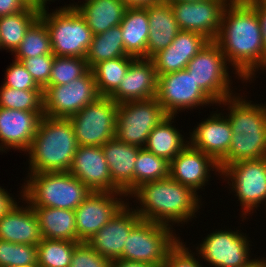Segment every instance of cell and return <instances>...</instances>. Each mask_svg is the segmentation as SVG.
<instances>
[{
    "instance_id": "obj_16",
    "label": "cell",
    "mask_w": 266,
    "mask_h": 267,
    "mask_svg": "<svg viewBox=\"0 0 266 267\" xmlns=\"http://www.w3.org/2000/svg\"><path fill=\"white\" fill-rule=\"evenodd\" d=\"M122 198H120L119 196ZM124 193L92 192L75 211L77 242H87L127 203ZM119 197V198H118ZM123 200V201H122Z\"/></svg>"
},
{
    "instance_id": "obj_12",
    "label": "cell",
    "mask_w": 266,
    "mask_h": 267,
    "mask_svg": "<svg viewBox=\"0 0 266 267\" xmlns=\"http://www.w3.org/2000/svg\"><path fill=\"white\" fill-rule=\"evenodd\" d=\"M220 176L221 179L225 177L224 180L230 183L229 188L238 196L243 218L246 219L251 211L253 213L261 202L266 205V157L231 163L221 171Z\"/></svg>"
},
{
    "instance_id": "obj_48",
    "label": "cell",
    "mask_w": 266,
    "mask_h": 267,
    "mask_svg": "<svg viewBox=\"0 0 266 267\" xmlns=\"http://www.w3.org/2000/svg\"><path fill=\"white\" fill-rule=\"evenodd\" d=\"M128 7H144L147 5L159 3L163 0H123Z\"/></svg>"
},
{
    "instance_id": "obj_21",
    "label": "cell",
    "mask_w": 266,
    "mask_h": 267,
    "mask_svg": "<svg viewBox=\"0 0 266 267\" xmlns=\"http://www.w3.org/2000/svg\"><path fill=\"white\" fill-rule=\"evenodd\" d=\"M158 75L151 59L136 58L118 88L109 96L117 104L156 98Z\"/></svg>"
},
{
    "instance_id": "obj_34",
    "label": "cell",
    "mask_w": 266,
    "mask_h": 267,
    "mask_svg": "<svg viewBox=\"0 0 266 267\" xmlns=\"http://www.w3.org/2000/svg\"><path fill=\"white\" fill-rule=\"evenodd\" d=\"M13 53L15 59L53 54L47 26L40 17L30 26L21 44Z\"/></svg>"
},
{
    "instance_id": "obj_27",
    "label": "cell",
    "mask_w": 266,
    "mask_h": 267,
    "mask_svg": "<svg viewBox=\"0 0 266 267\" xmlns=\"http://www.w3.org/2000/svg\"><path fill=\"white\" fill-rule=\"evenodd\" d=\"M82 4L74 6L84 17L93 35L107 31L109 28L119 26L126 8L123 0H84Z\"/></svg>"
},
{
    "instance_id": "obj_26",
    "label": "cell",
    "mask_w": 266,
    "mask_h": 267,
    "mask_svg": "<svg viewBox=\"0 0 266 267\" xmlns=\"http://www.w3.org/2000/svg\"><path fill=\"white\" fill-rule=\"evenodd\" d=\"M149 19V36L147 40L146 59L167 48L180 32L170 3L161 1L147 5Z\"/></svg>"
},
{
    "instance_id": "obj_50",
    "label": "cell",
    "mask_w": 266,
    "mask_h": 267,
    "mask_svg": "<svg viewBox=\"0 0 266 267\" xmlns=\"http://www.w3.org/2000/svg\"><path fill=\"white\" fill-rule=\"evenodd\" d=\"M243 267H260V259H253L250 263H248L247 265L243 266Z\"/></svg>"
},
{
    "instance_id": "obj_2",
    "label": "cell",
    "mask_w": 266,
    "mask_h": 267,
    "mask_svg": "<svg viewBox=\"0 0 266 267\" xmlns=\"http://www.w3.org/2000/svg\"><path fill=\"white\" fill-rule=\"evenodd\" d=\"M128 196L138 200L134 210L142 220L169 227L192 220L202 205L197 193L170 177L143 183Z\"/></svg>"
},
{
    "instance_id": "obj_18",
    "label": "cell",
    "mask_w": 266,
    "mask_h": 267,
    "mask_svg": "<svg viewBox=\"0 0 266 267\" xmlns=\"http://www.w3.org/2000/svg\"><path fill=\"white\" fill-rule=\"evenodd\" d=\"M126 203L87 243L111 261L120 259L127 236L142 220L136 211Z\"/></svg>"
},
{
    "instance_id": "obj_3",
    "label": "cell",
    "mask_w": 266,
    "mask_h": 267,
    "mask_svg": "<svg viewBox=\"0 0 266 267\" xmlns=\"http://www.w3.org/2000/svg\"><path fill=\"white\" fill-rule=\"evenodd\" d=\"M237 93L218 103L228 105L226 114L232 129L231 146L218 162L222 171L227 165L266 157V104H253Z\"/></svg>"
},
{
    "instance_id": "obj_53",
    "label": "cell",
    "mask_w": 266,
    "mask_h": 267,
    "mask_svg": "<svg viewBox=\"0 0 266 267\" xmlns=\"http://www.w3.org/2000/svg\"><path fill=\"white\" fill-rule=\"evenodd\" d=\"M260 267H266V259L265 258H263V259L260 258Z\"/></svg>"
},
{
    "instance_id": "obj_44",
    "label": "cell",
    "mask_w": 266,
    "mask_h": 267,
    "mask_svg": "<svg viewBox=\"0 0 266 267\" xmlns=\"http://www.w3.org/2000/svg\"><path fill=\"white\" fill-rule=\"evenodd\" d=\"M257 12L265 50V70H266V0H246Z\"/></svg>"
},
{
    "instance_id": "obj_29",
    "label": "cell",
    "mask_w": 266,
    "mask_h": 267,
    "mask_svg": "<svg viewBox=\"0 0 266 267\" xmlns=\"http://www.w3.org/2000/svg\"><path fill=\"white\" fill-rule=\"evenodd\" d=\"M44 239L77 242L75 211L51 207H32Z\"/></svg>"
},
{
    "instance_id": "obj_4",
    "label": "cell",
    "mask_w": 266,
    "mask_h": 267,
    "mask_svg": "<svg viewBox=\"0 0 266 267\" xmlns=\"http://www.w3.org/2000/svg\"><path fill=\"white\" fill-rule=\"evenodd\" d=\"M78 148L69 118L43 116L29 149V173L69 171Z\"/></svg>"
},
{
    "instance_id": "obj_38",
    "label": "cell",
    "mask_w": 266,
    "mask_h": 267,
    "mask_svg": "<svg viewBox=\"0 0 266 267\" xmlns=\"http://www.w3.org/2000/svg\"><path fill=\"white\" fill-rule=\"evenodd\" d=\"M89 69L85 58L54 56L47 86L68 84L83 76Z\"/></svg>"
},
{
    "instance_id": "obj_36",
    "label": "cell",
    "mask_w": 266,
    "mask_h": 267,
    "mask_svg": "<svg viewBox=\"0 0 266 267\" xmlns=\"http://www.w3.org/2000/svg\"><path fill=\"white\" fill-rule=\"evenodd\" d=\"M169 177V162L142 148L134 168V189L139 185Z\"/></svg>"
},
{
    "instance_id": "obj_41",
    "label": "cell",
    "mask_w": 266,
    "mask_h": 267,
    "mask_svg": "<svg viewBox=\"0 0 266 267\" xmlns=\"http://www.w3.org/2000/svg\"><path fill=\"white\" fill-rule=\"evenodd\" d=\"M111 262L87 242H79L74 248L69 267H110Z\"/></svg>"
},
{
    "instance_id": "obj_22",
    "label": "cell",
    "mask_w": 266,
    "mask_h": 267,
    "mask_svg": "<svg viewBox=\"0 0 266 267\" xmlns=\"http://www.w3.org/2000/svg\"><path fill=\"white\" fill-rule=\"evenodd\" d=\"M221 115L210 114L187 138L192 147L210 155L217 163L228 153L233 135L227 116Z\"/></svg>"
},
{
    "instance_id": "obj_46",
    "label": "cell",
    "mask_w": 266,
    "mask_h": 267,
    "mask_svg": "<svg viewBox=\"0 0 266 267\" xmlns=\"http://www.w3.org/2000/svg\"><path fill=\"white\" fill-rule=\"evenodd\" d=\"M4 188L0 186V218L5 215L17 202Z\"/></svg>"
},
{
    "instance_id": "obj_47",
    "label": "cell",
    "mask_w": 266,
    "mask_h": 267,
    "mask_svg": "<svg viewBox=\"0 0 266 267\" xmlns=\"http://www.w3.org/2000/svg\"><path fill=\"white\" fill-rule=\"evenodd\" d=\"M110 267H157V266L143 263V262H135V261L117 259L111 262Z\"/></svg>"
},
{
    "instance_id": "obj_32",
    "label": "cell",
    "mask_w": 266,
    "mask_h": 267,
    "mask_svg": "<svg viewBox=\"0 0 266 267\" xmlns=\"http://www.w3.org/2000/svg\"><path fill=\"white\" fill-rule=\"evenodd\" d=\"M123 56L130 55L125 51L119 25L109 28L105 32L93 35L85 60L88 67L92 69L99 62Z\"/></svg>"
},
{
    "instance_id": "obj_49",
    "label": "cell",
    "mask_w": 266,
    "mask_h": 267,
    "mask_svg": "<svg viewBox=\"0 0 266 267\" xmlns=\"http://www.w3.org/2000/svg\"><path fill=\"white\" fill-rule=\"evenodd\" d=\"M24 1L29 7H33L38 10H42V0H22Z\"/></svg>"
},
{
    "instance_id": "obj_31",
    "label": "cell",
    "mask_w": 266,
    "mask_h": 267,
    "mask_svg": "<svg viewBox=\"0 0 266 267\" xmlns=\"http://www.w3.org/2000/svg\"><path fill=\"white\" fill-rule=\"evenodd\" d=\"M41 11L27 7L19 13L0 17V46L13 52L21 44L27 30L40 17Z\"/></svg>"
},
{
    "instance_id": "obj_17",
    "label": "cell",
    "mask_w": 266,
    "mask_h": 267,
    "mask_svg": "<svg viewBox=\"0 0 266 267\" xmlns=\"http://www.w3.org/2000/svg\"><path fill=\"white\" fill-rule=\"evenodd\" d=\"M69 172L92 192L123 193L112 182L102 147L78 146Z\"/></svg>"
},
{
    "instance_id": "obj_5",
    "label": "cell",
    "mask_w": 266,
    "mask_h": 267,
    "mask_svg": "<svg viewBox=\"0 0 266 267\" xmlns=\"http://www.w3.org/2000/svg\"><path fill=\"white\" fill-rule=\"evenodd\" d=\"M20 196L32 207L75 210L92 191L66 172H40L27 175Z\"/></svg>"
},
{
    "instance_id": "obj_23",
    "label": "cell",
    "mask_w": 266,
    "mask_h": 267,
    "mask_svg": "<svg viewBox=\"0 0 266 267\" xmlns=\"http://www.w3.org/2000/svg\"><path fill=\"white\" fill-rule=\"evenodd\" d=\"M209 42L202 34L180 31L172 43L151 60L157 75L186 69L188 62Z\"/></svg>"
},
{
    "instance_id": "obj_1",
    "label": "cell",
    "mask_w": 266,
    "mask_h": 267,
    "mask_svg": "<svg viewBox=\"0 0 266 267\" xmlns=\"http://www.w3.org/2000/svg\"><path fill=\"white\" fill-rule=\"evenodd\" d=\"M215 42L242 81L254 80L259 68L265 70L260 21L246 0H231L226 6Z\"/></svg>"
},
{
    "instance_id": "obj_28",
    "label": "cell",
    "mask_w": 266,
    "mask_h": 267,
    "mask_svg": "<svg viewBox=\"0 0 266 267\" xmlns=\"http://www.w3.org/2000/svg\"><path fill=\"white\" fill-rule=\"evenodd\" d=\"M120 28L126 53L135 58H146L150 30L147 6L127 7Z\"/></svg>"
},
{
    "instance_id": "obj_42",
    "label": "cell",
    "mask_w": 266,
    "mask_h": 267,
    "mask_svg": "<svg viewBox=\"0 0 266 267\" xmlns=\"http://www.w3.org/2000/svg\"><path fill=\"white\" fill-rule=\"evenodd\" d=\"M3 85L22 90H42L23 64L16 60L6 69Z\"/></svg>"
},
{
    "instance_id": "obj_9",
    "label": "cell",
    "mask_w": 266,
    "mask_h": 267,
    "mask_svg": "<svg viewBox=\"0 0 266 267\" xmlns=\"http://www.w3.org/2000/svg\"><path fill=\"white\" fill-rule=\"evenodd\" d=\"M168 116L156 98L118 104L115 137L144 148L152 129Z\"/></svg>"
},
{
    "instance_id": "obj_52",
    "label": "cell",
    "mask_w": 266,
    "mask_h": 267,
    "mask_svg": "<svg viewBox=\"0 0 266 267\" xmlns=\"http://www.w3.org/2000/svg\"><path fill=\"white\" fill-rule=\"evenodd\" d=\"M47 1L50 2V1H54V0H42V10L46 8V6H47L46 4H48Z\"/></svg>"
},
{
    "instance_id": "obj_11",
    "label": "cell",
    "mask_w": 266,
    "mask_h": 267,
    "mask_svg": "<svg viewBox=\"0 0 266 267\" xmlns=\"http://www.w3.org/2000/svg\"><path fill=\"white\" fill-rule=\"evenodd\" d=\"M100 97L94 74L89 69L68 84L43 89V112L52 118H69Z\"/></svg>"
},
{
    "instance_id": "obj_35",
    "label": "cell",
    "mask_w": 266,
    "mask_h": 267,
    "mask_svg": "<svg viewBox=\"0 0 266 267\" xmlns=\"http://www.w3.org/2000/svg\"><path fill=\"white\" fill-rule=\"evenodd\" d=\"M78 243L43 238L37 245V267H69Z\"/></svg>"
},
{
    "instance_id": "obj_8",
    "label": "cell",
    "mask_w": 266,
    "mask_h": 267,
    "mask_svg": "<svg viewBox=\"0 0 266 267\" xmlns=\"http://www.w3.org/2000/svg\"><path fill=\"white\" fill-rule=\"evenodd\" d=\"M118 104L100 96L69 117L78 146H103L115 137Z\"/></svg>"
},
{
    "instance_id": "obj_10",
    "label": "cell",
    "mask_w": 266,
    "mask_h": 267,
    "mask_svg": "<svg viewBox=\"0 0 266 267\" xmlns=\"http://www.w3.org/2000/svg\"><path fill=\"white\" fill-rule=\"evenodd\" d=\"M229 64L215 41H209L188 62L186 70L197 84L216 102L234 96L231 90Z\"/></svg>"
},
{
    "instance_id": "obj_33",
    "label": "cell",
    "mask_w": 266,
    "mask_h": 267,
    "mask_svg": "<svg viewBox=\"0 0 266 267\" xmlns=\"http://www.w3.org/2000/svg\"><path fill=\"white\" fill-rule=\"evenodd\" d=\"M136 58L123 56L97 63L91 70L100 96L109 97L120 85L122 79Z\"/></svg>"
},
{
    "instance_id": "obj_20",
    "label": "cell",
    "mask_w": 266,
    "mask_h": 267,
    "mask_svg": "<svg viewBox=\"0 0 266 267\" xmlns=\"http://www.w3.org/2000/svg\"><path fill=\"white\" fill-rule=\"evenodd\" d=\"M43 116L44 113L0 107V152L12 148L26 153Z\"/></svg>"
},
{
    "instance_id": "obj_37",
    "label": "cell",
    "mask_w": 266,
    "mask_h": 267,
    "mask_svg": "<svg viewBox=\"0 0 266 267\" xmlns=\"http://www.w3.org/2000/svg\"><path fill=\"white\" fill-rule=\"evenodd\" d=\"M0 107L44 113L43 90H22L1 85Z\"/></svg>"
},
{
    "instance_id": "obj_51",
    "label": "cell",
    "mask_w": 266,
    "mask_h": 267,
    "mask_svg": "<svg viewBox=\"0 0 266 267\" xmlns=\"http://www.w3.org/2000/svg\"><path fill=\"white\" fill-rule=\"evenodd\" d=\"M166 2H202V1H206V0H164Z\"/></svg>"
},
{
    "instance_id": "obj_45",
    "label": "cell",
    "mask_w": 266,
    "mask_h": 267,
    "mask_svg": "<svg viewBox=\"0 0 266 267\" xmlns=\"http://www.w3.org/2000/svg\"><path fill=\"white\" fill-rule=\"evenodd\" d=\"M28 5L22 0H0V17L24 11Z\"/></svg>"
},
{
    "instance_id": "obj_30",
    "label": "cell",
    "mask_w": 266,
    "mask_h": 267,
    "mask_svg": "<svg viewBox=\"0 0 266 267\" xmlns=\"http://www.w3.org/2000/svg\"><path fill=\"white\" fill-rule=\"evenodd\" d=\"M174 116L169 115L150 132L144 149L170 162L181 152L189 141L172 125Z\"/></svg>"
},
{
    "instance_id": "obj_39",
    "label": "cell",
    "mask_w": 266,
    "mask_h": 267,
    "mask_svg": "<svg viewBox=\"0 0 266 267\" xmlns=\"http://www.w3.org/2000/svg\"><path fill=\"white\" fill-rule=\"evenodd\" d=\"M37 267V245L0 240V267Z\"/></svg>"
},
{
    "instance_id": "obj_13",
    "label": "cell",
    "mask_w": 266,
    "mask_h": 267,
    "mask_svg": "<svg viewBox=\"0 0 266 267\" xmlns=\"http://www.w3.org/2000/svg\"><path fill=\"white\" fill-rule=\"evenodd\" d=\"M156 99L168 115L175 117L184 109L217 104L186 69L158 75Z\"/></svg>"
},
{
    "instance_id": "obj_15",
    "label": "cell",
    "mask_w": 266,
    "mask_h": 267,
    "mask_svg": "<svg viewBox=\"0 0 266 267\" xmlns=\"http://www.w3.org/2000/svg\"><path fill=\"white\" fill-rule=\"evenodd\" d=\"M231 0L202 2H169L180 31L202 34L215 41L219 34L222 15Z\"/></svg>"
},
{
    "instance_id": "obj_6",
    "label": "cell",
    "mask_w": 266,
    "mask_h": 267,
    "mask_svg": "<svg viewBox=\"0 0 266 267\" xmlns=\"http://www.w3.org/2000/svg\"><path fill=\"white\" fill-rule=\"evenodd\" d=\"M41 10L55 56L85 58L93 39L86 20L74 6H63L52 13Z\"/></svg>"
},
{
    "instance_id": "obj_24",
    "label": "cell",
    "mask_w": 266,
    "mask_h": 267,
    "mask_svg": "<svg viewBox=\"0 0 266 267\" xmlns=\"http://www.w3.org/2000/svg\"><path fill=\"white\" fill-rule=\"evenodd\" d=\"M16 203L0 218V240L17 244L38 245L43 239L37 215L32 206Z\"/></svg>"
},
{
    "instance_id": "obj_19",
    "label": "cell",
    "mask_w": 266,
    "mask_h": 267,
    "mask_svg": "<svg viewBox=\"0 0 266 267\" xmlns=\"http://www.w3.org/2000/svg\"><path fill=\"white\" fill-rule=\"evenodd\" d=\"M211 169L221 174L218 163L210 155L188 144L169 162V177L198 194L200 188L205 189Z\"/></svg>"
},
{
    "instance_id": "obj_14",
    "label": "cell",
    "mask_w": 266,
    "mask_h": 267,
    "mask_svg": "<svg viewBox=\"0 0 266 267\" xmlns=\"http://www.w3.org/2000/svg\"><path fill=\"white\" fill-rule=\"evenodd\" d=\"M196 247L200 258L214 267H243L250 263L249 239L239 230H217Z\"/></svg>"
},
{
    "instance_id": "obj_25",
    "label": "cell",
    "mask_w": 266,
    "mask_h": 267,
    "mask_svg": "<svg viewBox=\"0 0 266 267\" xmlns=\"http://www.w3.org/2000/svg\"><path fill=\"white\" fill-rule=\"evenodd\" d=\"M102 147L112 182L128 196L134 190V168L139 146L124 143L116 137Z\"/></svg>"
},
{
    "instance_id": "obj_43",
    "label": "cell",
    "mask_w": 266,
    "mask_h": 267,
    "mask_svg": "<svg viewBox=\"0 0 266 267\" xmlns=\"http://www.w3.org/2000/svg\"><path fill=\"white\" fill-rule=\"evenodd\" d=\"M190 250V251H189ZM202 263L191 253V249L180 240L178 244L169 252L162 267H202Z\"/></svg>"
},
{
    "instance_id": "obj_40",
    "label": "cell",
    "mask_w": 266,
    "mask_h": 267,
    "mask_svg": "<svg viewBox=\"0 0 266 267\" xmlns=\"http://www.w3.org/2000/svg\"><path fill=\"white\" fill-rule=\"evenodd\" d=\"M54 56V54H44L36 57L14 60L23 64L36 84L43 90L49 83Z\"/></svg>"
},
{
    "instance_id": "obj_7",
    "label": "cell",
    "mask_w": 266,
    "mask_h": 267,
    "mask_svg": "<svg viewBox=\"0 0 266 267\" xmlns=\"http://www.w3.org/2000/svg\"><path fill=\"white\" fill-rule=\"evenodd\" d=\"M172 227L141 220L127 236L120 259L162 267L169 252L180 241Z\"/></svg>"
}]
</instances>
